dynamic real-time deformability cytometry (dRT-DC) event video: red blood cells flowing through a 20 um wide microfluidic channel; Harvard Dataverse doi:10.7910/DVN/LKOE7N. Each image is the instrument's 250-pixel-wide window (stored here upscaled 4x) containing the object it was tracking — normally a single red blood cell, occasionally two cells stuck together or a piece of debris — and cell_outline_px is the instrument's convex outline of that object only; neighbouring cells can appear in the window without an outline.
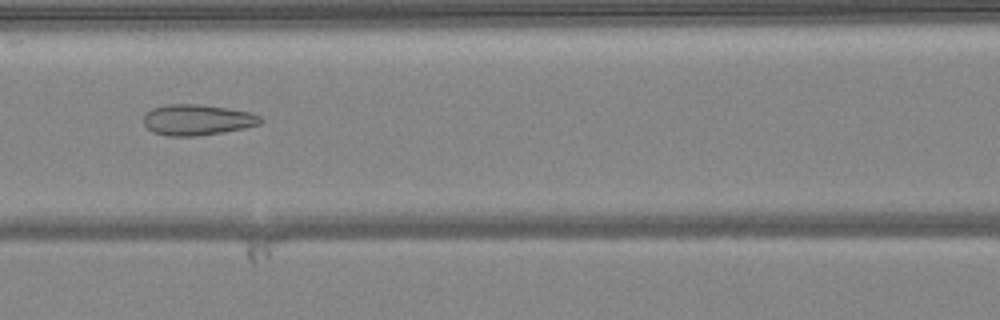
{"species": "common noctule bat (a hibernating species)", "species_latin": "Nyctalus noctula", "temperature_condition": "warm", "stored_images_in_passage": 50, "camera_frame_rate_fps": 3000, "um_per_image_px": 0.085, "animal": {"sex": "female", "body_mass_g": 24.6, "forearm_length_mm": 56.2}, "frame": {"image": 1, "passage_image": 22, "time_ms": 7.0, "image_size_px": [1000, 320], "cell_outline_px": [[264, 120], [260, 124], [244, 128], [224, 132], [196, 136], [168, 136], [152, 132], [144, 124], [144, 116], [152, 108], [168, 104], [196, 104], [228, 108], [252, 112], [260, 116]], "centroid_in_image_um": [16.79, 10.19], "position_along_channel_um": 149.8, "area_um2": 21.04}}
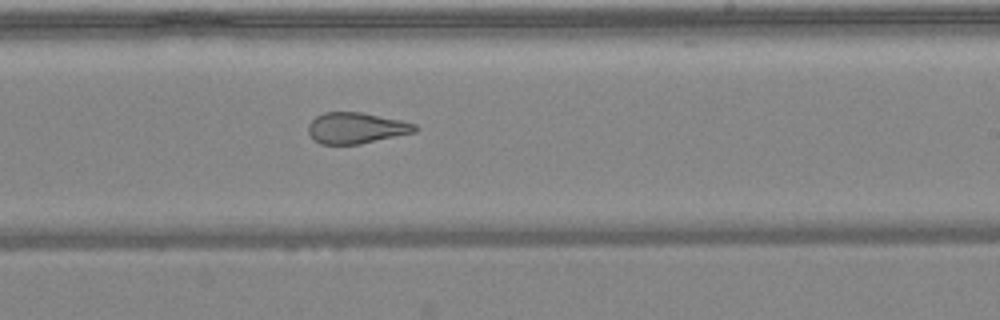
{"frame": {"image": 2, "passage_image": 30, "time_ms": 9.667, "image_size_px": [1000, 320], "cell_outline_px": [[420, 128], [416, 132], [360, 144], [320, 144], [312, 140], [308, 132], [308, 124], [316, 116], [324, 112], [360, 112], [400, 120], [416, 124]], "centroid_in_image_um": [30.26, 10.89], "position_along_channel_um": 258.7, "area_um2": 19.42}}
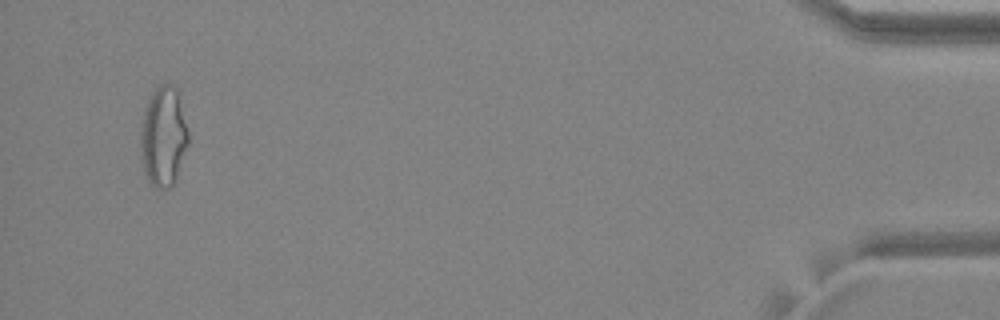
{"frame": {"image": 3, "passage_image": 48, "time_ms": 15.667, "image_size_px": [1000, 320], "cell_outline_px": [[188, 144], [176, 184], [168, 188], [156, 188], [148, 180], [144, 172], [140, 144], [140, 132], [144, 112], [148, 100], [152, 92], [160, 84], [172, 84], [176, 88], [188, 132]], "centroid_in_image_um": [13.89, 11.65], "position_along_channel_um": 421.3, "area_um2": 27.8}, "authors_computed_cell_mechanics": {"area_um2": 24.5361, "velocity_mm_per_s": 4.1035, "shape_relaxation_time_tau1_ms": null, "shape_relaxation_time_tau2_ms": 1.729, "deformation_change_tau1": null, "deformation_change_tau2": 0.1128}}